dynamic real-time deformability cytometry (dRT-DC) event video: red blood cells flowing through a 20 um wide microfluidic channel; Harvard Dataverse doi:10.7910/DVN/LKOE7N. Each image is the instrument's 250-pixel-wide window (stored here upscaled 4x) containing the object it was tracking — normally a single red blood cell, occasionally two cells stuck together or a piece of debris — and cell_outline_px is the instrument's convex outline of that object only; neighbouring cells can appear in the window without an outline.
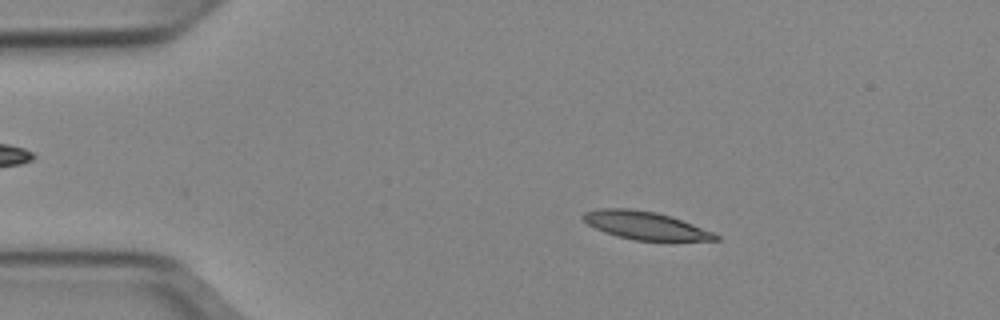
{"species": "Egyptian fruit bat (a non-hibernating species)", "species_latin": "Rousettus aegyptiacus", "temperature_condition": "cold", "stored_images_in_passage": 51, "camera_frame_rate_fps": 3000, "um_per_image_px": 0.085, "animal": {"sex": "female"}, "frame": {"image": 1, "passage_image": 9, "time_ms": 2.667, "image_size_px": [1000, 320], "cell_outline_px": [[720, 240], [636, 240], [616, 236], [604, 232], [588, 224], [580, 216], [584, 212], [596, 208], [628, 208], [656, 212], [692, 224], [712, 232], [720, 236]], "centroid_in_image_um": [54.78, 19.15], "position_along_channel_um": 30.2, "area_um2": 21.27}}
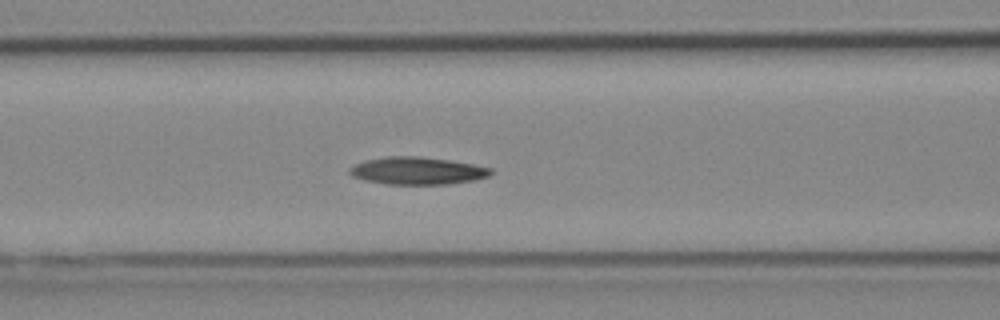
{"frame": {"image": 2, "passage_image": 21, "time_ms": 6.667, "image_size_px": [1000, 320], "cell_outline_px": [[496, 172], [488, 176], [476, 180], [448, 184], [388, 184], [364, 180], [352, 176], [348, 172], [348, 168], [352, 164], [364, 160], [384, 156], [420, 156], [448, 160], [472, 164], [492, 168]], "centroid_in_image_um": [35.45, 14.51], "position_along_channel_um": 131.2, "area_um2": 22.89}}
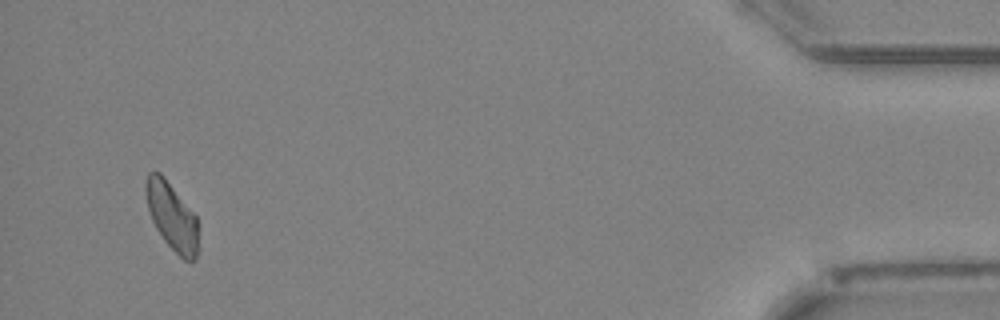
{"frame": {"image": 3, "passage_image": 49, "time_ms": 16.0, "image_size_px": [1000, 320], "cell_outline_px": [[196, 260], [184, 260], [164, 240], [156, 228], [152, 220], [148, 208], [144, 192], [144, 184], [148, 172], [160, 172], [164, 176], [196, 216]], "centroid_in_image_um": [14.55, 18.33], "position_along_channel_um": 420.6, "area_um2": 20.23}, "authors_computed_cell_mechanics": {"area_um2": 21.675, "velocity_mm_per_s": 3.9106, "shape_relaxation_time_tau1_ms": 10.3616, "shape_relaxation_time_tau2_ms": 8.3722, "deformation_change_tau1": 0.1946, "deformation_change_tau2": 0.1696}}